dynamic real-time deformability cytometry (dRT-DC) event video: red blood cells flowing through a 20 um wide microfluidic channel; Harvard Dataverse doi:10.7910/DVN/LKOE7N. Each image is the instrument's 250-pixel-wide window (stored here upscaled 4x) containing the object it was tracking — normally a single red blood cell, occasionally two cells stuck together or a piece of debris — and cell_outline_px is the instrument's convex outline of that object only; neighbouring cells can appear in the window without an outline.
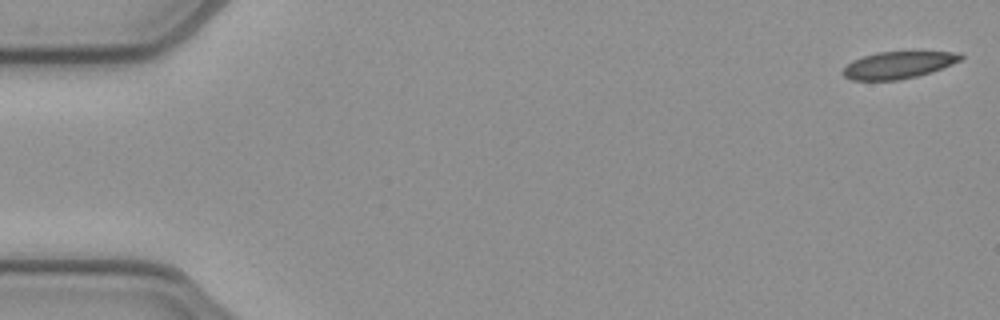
{"species": "common noctule bat (a hibernating species)", "species_latin": "Nyctalus noctula", "temperature_condition": "cold", "stored_images_in_passage": 52, "camera_frame_rate_fps": 3000, "um_per_image_px": 0.085, "animal": {"sex": "female", "body_mass_g": 21.9}, "frame": {"image": 1, "passage_image": 1, "time_ms": 0.0, "image_size_px": [1000, 320], "cell_outline_px": [[964, 56], [960, 60], [952, 64], [932, 72], [900, 80], [852, 80], [844, 76], [840, 72], [852, 60], [864, 56], [880, 52], [960, 52]], "centroid_in_image_um": [76.34, 5.53], "position_along_channel_um": 8.7, "area_um2": 18.44}}
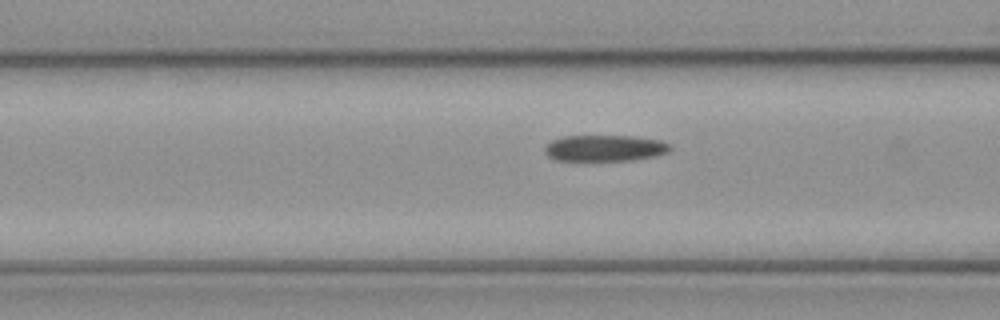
{"frame": {"image": 2, "passage_image": 20, "time_ms": 6.333, "image_size_px": [1000, 320], "cell_outline_px": [[672, 148], [668, 152], [656, 156], [632, 160], [556, 160], [548, 156], [544, 152], [544, 148], [552, 140], [564, 136], [632, 136], [660, 140], [668, 144]], "centroid_in_image_um": [51.41, 12.59], "position_along_channel_um": 115.2, "area_um2": 19.07}}
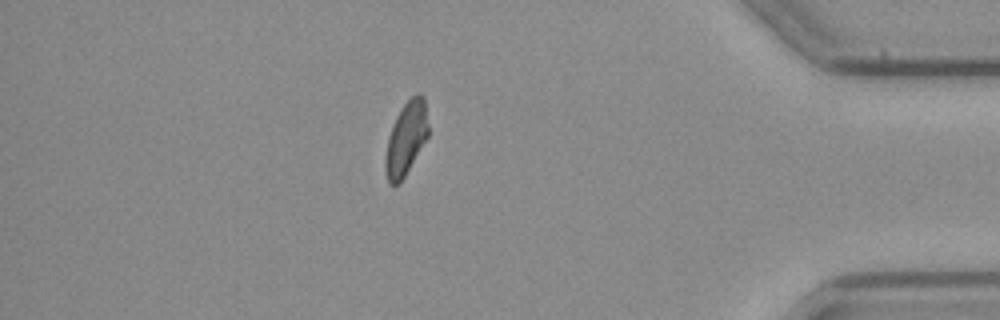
{"frame": {"image": 3, "passage_image": 45, "time_ms": 14.667, "image_size_px": [1000, 320], "cell_outline_px": [[428, 136], [400, 184], [388, 184], [384, 168], [384, 160], [388, 136], [392, 124], [400, 108], [416, 92], [420, 92], [424, 96], [428, 124]], "centroid_in_image_um": [34.5, 11.77], "position_along_channel_um": 400.7, "area_um2": 18.55}, "authors_computed_cell_mechanics": {"area_um2": 19.5364, "velocity_mm_per_s": 3.9149, "shape_relaxation_time_tau1_ms": null, "shape_relaxation_time_tau2_ms": 6.3907, "deformation_change_tau1": null, "deformation_change_tau2": 0.1438}}